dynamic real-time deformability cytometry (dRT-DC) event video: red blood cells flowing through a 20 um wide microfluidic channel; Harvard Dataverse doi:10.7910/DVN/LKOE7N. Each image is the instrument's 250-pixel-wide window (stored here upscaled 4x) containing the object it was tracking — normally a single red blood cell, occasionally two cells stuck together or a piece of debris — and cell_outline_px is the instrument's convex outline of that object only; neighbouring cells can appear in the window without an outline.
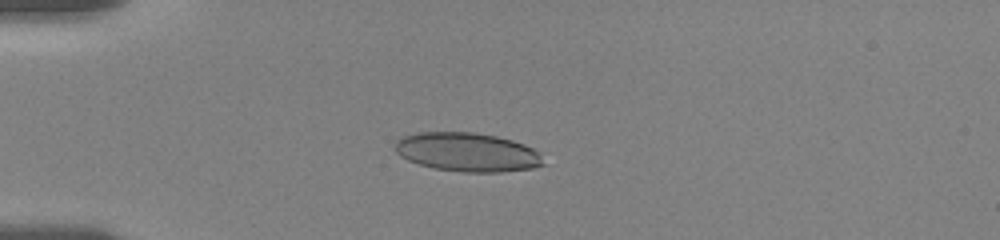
{"species": "human", "species_latin": "Homo sapiens", "temperature_condition": "room temperature", "stored_images_in_passage": 7, "camera_frame_rate_fps": 3000, "um_per_image_px": 0.085, "donor": {"sex": "female"}, "frame": {"image": 1, "passage_image": 5, "time_ms": 4.0, "image_size_px": [1000, 240], "cell_outline_px": [[544, 164], [532, 168], [500, 172], [464, 172], [436, 168], [420, 164], [408, 160], [400, 156], [396, 152], [396, 140], [404, 136], [420, 132], [472, 132], [496, 136], [512, 140], [524, 144], [540, 152]], "centroid_in_image_um": [39.74, 12.93], "position_along_channel_um": 45.3, "area_um2": 33.41}}
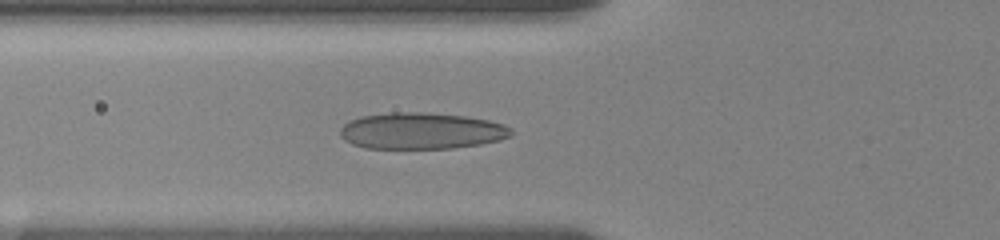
{"frame": {"image": 2, "passage_image": 7, "time_ms": 6.0, "image_size_px": [1000, 240], "cell_outline_px": [[512, 136], [500, 140], [480, 144], [452, 148], [364, 148], [352, 144], [344, 140], [340, 136], [340, 128], [348, 120], [360, 116], [388, 112], [424, 112], [464, 116], [488, 120], [504, 124], [512, 128]], "centroid_in_image_um": [35.8, 11.12], "position_along_channel_um": 90.0, "area_um2": 36.59}}